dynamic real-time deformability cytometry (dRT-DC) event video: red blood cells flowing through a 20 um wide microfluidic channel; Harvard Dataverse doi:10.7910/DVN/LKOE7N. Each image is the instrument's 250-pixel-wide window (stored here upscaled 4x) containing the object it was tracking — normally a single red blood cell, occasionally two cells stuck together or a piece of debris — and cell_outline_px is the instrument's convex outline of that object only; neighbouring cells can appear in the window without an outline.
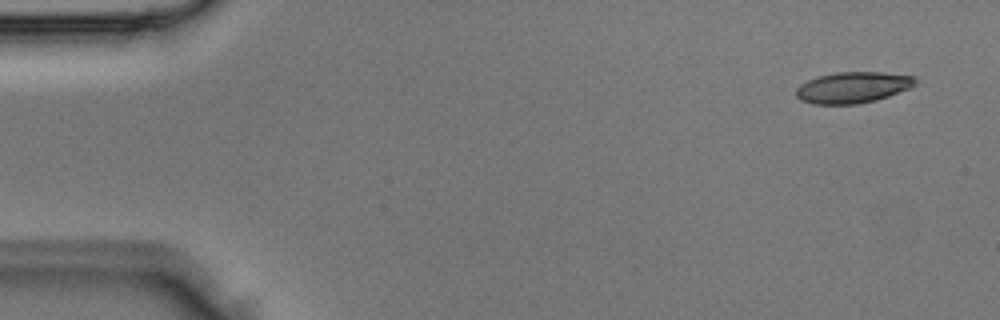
{"species": "Egyptian fruit bat (a non-hibernating species)", "species_latin": "Rousettus aegyptiacus", "temperature_condition": "room temperature", "stored_images_in_passage": 3, "camera_frame_rate_fps": 3000, "um_per_image_px": 0.085, "animal": {"sex": "male"}, "frame": {"image": 1, "passage_image": 1, "time_ms": 0.0, "image_size_px": [1000, 320], "cell_outline_px": [[920, 80], [912, 88], [876, 100], [856, 104], [812, 104], [800, 100], [796, 96], [796, 88], [800, 84], [816, 76], [836, 72], [884, 72], [916, 76]], "centroid_in_image_um": [72.53, 7.42], "position_along_channel_um": 12.5, "area_um2": 22.02}}